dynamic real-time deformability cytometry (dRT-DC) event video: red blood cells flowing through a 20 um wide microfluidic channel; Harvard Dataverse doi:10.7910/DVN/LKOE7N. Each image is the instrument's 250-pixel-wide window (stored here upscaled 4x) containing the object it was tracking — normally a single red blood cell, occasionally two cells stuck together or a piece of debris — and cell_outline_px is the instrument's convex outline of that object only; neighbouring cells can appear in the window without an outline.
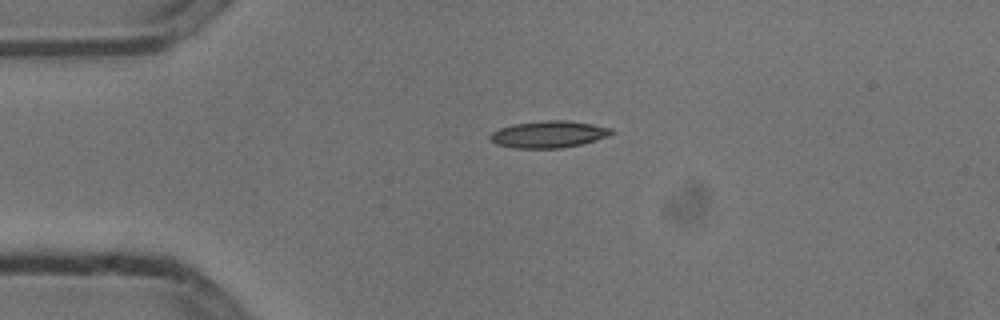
{"species": "common noctule bat (a hibernating species)", "species_latin": "Nyctalus noctula", "temperature_condition": "cold", "stored_images_in_passage": 6, "segment_of_instrument_passage": [2, 2], "camera_frame_rate_fps": 3000, "um_per_image_px": 0.085, "animal": {"sex": "male", "body_mass_g": 13.3}, "frame": {"image": 1, "passage_image": 6, "time_ms": 1.667, "image_size_px": [1000, 320], "cell_outline_px": [[612, 132], [608, 136], [596, 140], [580, 144], [560, 148], [512, 148], [496, 144], [488, 140], [488, 136], [492, 132], [500, 128], [512, 124], [548, 120], [568, 120], [592, 124], [612, 128]], "centroid_in_image_um": [46.58, 11.41], "position_along_channel_um": 38.4, "area_um2": 19.02}}